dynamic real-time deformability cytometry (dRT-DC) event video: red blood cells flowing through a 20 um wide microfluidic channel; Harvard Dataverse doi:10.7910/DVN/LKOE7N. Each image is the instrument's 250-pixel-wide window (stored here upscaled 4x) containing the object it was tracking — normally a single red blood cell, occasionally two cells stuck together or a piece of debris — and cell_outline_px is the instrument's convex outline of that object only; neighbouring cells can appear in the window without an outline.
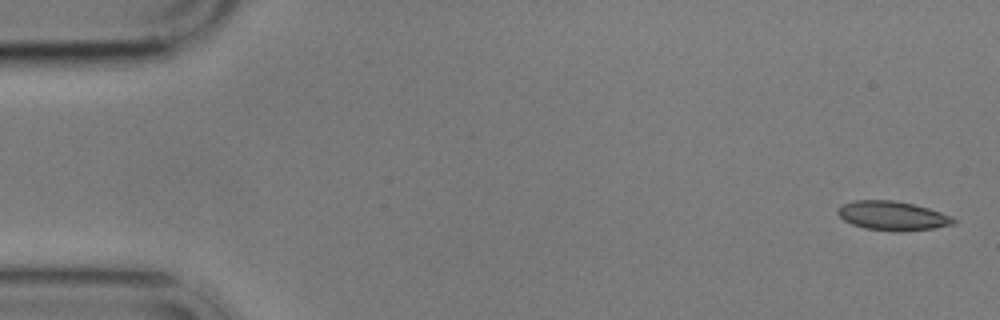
{"species": "common noctule bat (a hibernating species)", "species_latin": "Nyctalus noctula", "temperature_condition": "cold", "stored_images_in_passage": 5, "camera_frame_rate_fps": 3000, "um_per_image_px": 0.085, "animal": {"sex": "male", "body_mass_g": 17.9}, "frame": {"image": 1, "passage_image": 1, "time_ms": 0.0, "image_size_px": [1000, 320], "cell_outline_px": [[956, 224], [932, 228], [900, 232], [864, 228], [852, 224], [844, 220], [836, 212], [840, 204], [852, 200], [892, 200], [912, 204], [928, 208], [952, 216], [956, 220]], "centroid_in_image_um": [75.84, 18.34], "position_along_channel_um": 9.2, "area_um2": 19.71}}
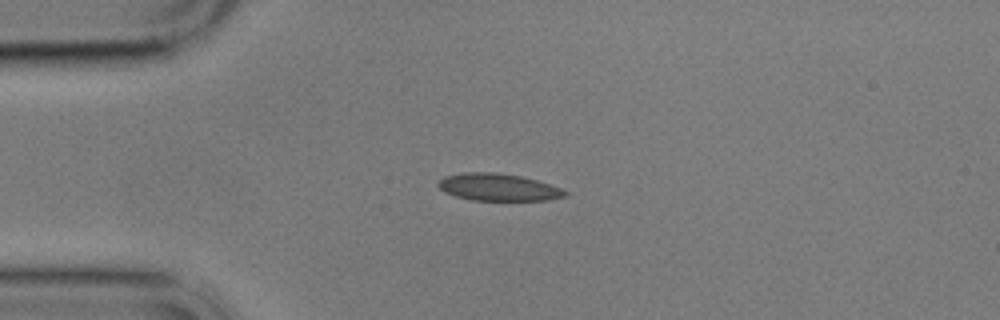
{"frame": {"image": 2, "passage_image": 4, "time_ms": 4.0, "image_size_px": [1000, 320], "cell_outline_px": [[568, 196], [548, 200], [472, 200], [456, 196], [444, 192], [436, 184], [444, 176], [464, 172], [496, 172], [520, 176], [536, 180], [560, 188], [568, 192]], "centroid_in_image_um": [42.34, 15.91], "position_along_channel_um": 42.7, "area_um2": 20.06}}